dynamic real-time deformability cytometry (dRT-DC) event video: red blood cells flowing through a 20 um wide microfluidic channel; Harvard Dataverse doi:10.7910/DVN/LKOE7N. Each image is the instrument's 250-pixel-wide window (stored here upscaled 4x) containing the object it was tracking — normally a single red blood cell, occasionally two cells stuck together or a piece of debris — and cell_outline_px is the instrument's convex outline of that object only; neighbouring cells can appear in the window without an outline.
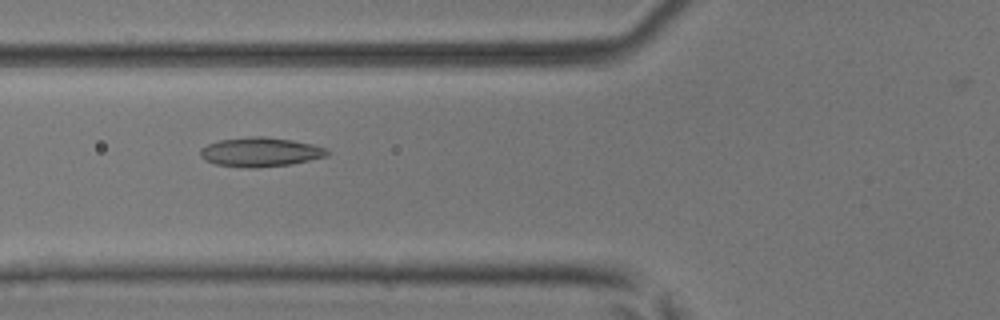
{"species": "common noctule bat (a hibernating species)", "species_latin": "Nyctalus noctula", "temperature_condition": "room temperature", "stored_images_in_passage": 7, "camera_frame_rate_fps": 3000, "um_per_image_px": 0.085, "animal": {"sex": "male", "body_mass_g": 17.9, "forearm_length_mm": 54.2}, "frame": {"image": 1, "passage_image": 6, "time_ms": 1.667, "image_size_px": [1000, 320], "cell_outline_px": [[332, 152], [328, 156], [292, 164], [256, 168], [244, 168], [216, 164], [204, 160], [200, 156], [200, 148], [208, 144], [220, 140], [252, 136], [264, 136], [292, 140], [312, 144], [328, 148]], "centroid_in_image_um": [22.16, 12.93], "position_along_channel_um": 103.6, "area_um2": 21.91}}
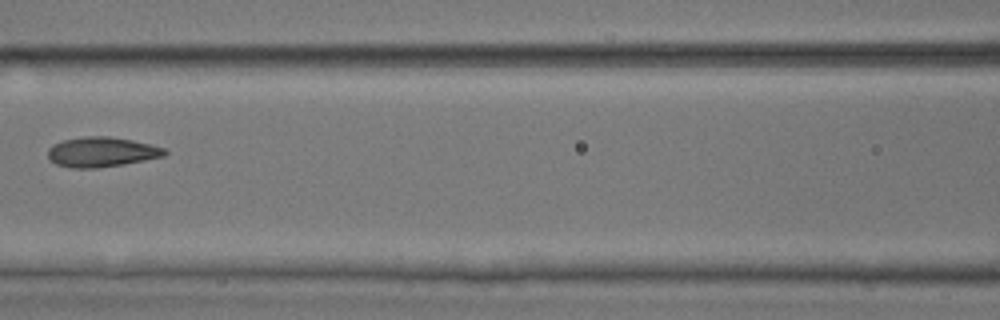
{"frame": {"image": 2, "passage_image": 7, "time_ms": 2.0, "image_size_px": [1000, 320], "cell_outline_px": [[168, 152], [164, 156], [124, 164], [96, 168], [72, 168], [56, 164], [48, 160], [48, 148], [52, 144], [64, 140], [84, 136], [108, 136], [132, 140], [152, 144], [164, 148]], "centroid_in_image_um": [8.61, 12.92], "position_along_channel_um": 158.0, "area_um2": 20.46}}